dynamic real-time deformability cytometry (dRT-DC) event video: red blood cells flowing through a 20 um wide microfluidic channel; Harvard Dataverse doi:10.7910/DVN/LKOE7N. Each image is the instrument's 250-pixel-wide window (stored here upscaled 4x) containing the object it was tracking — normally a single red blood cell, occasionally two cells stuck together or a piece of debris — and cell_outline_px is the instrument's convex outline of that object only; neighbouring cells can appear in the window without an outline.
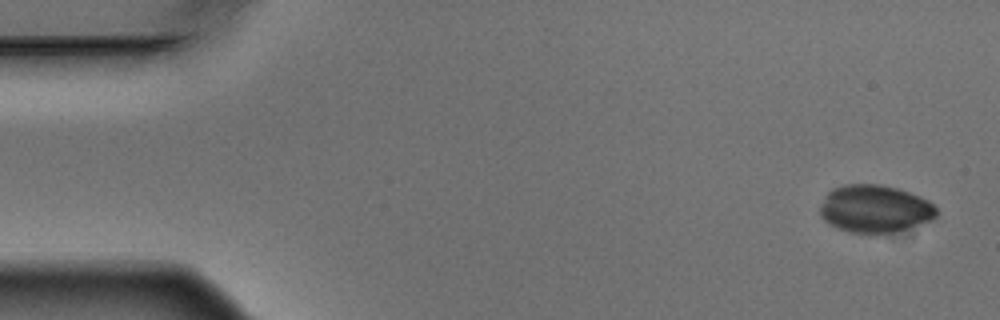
{"species": "Egyptian fruit bat (a non-hibernating species)", "species_latin": "Rousettus aegyptiacus", "temperature_condition": "warm", "stored_images_in_passage": 5, "camera_frame_rate_fps": 3000, "um_per_image_px": 0.085, "animal": {"sex": "male"}, "frame": {"image": 1, "passage_image": 1, "time_ms": 0.0, "image_size_px": [1000, 320], "cell_outline_px": [[936, 216], [932, 220], [880, 236], [872, 236], [848, 232], [836, 228], [828, 224], [820, 216], [820, 208], [828, 192], [832, 188], [844, 184], [880, 184], [896, 188], [920, 196], [928, 200], [936, 208]], "centroid_in_image_um": [74.33, 17.78], "position_along_channel_um": 10.7, "area_um2": 32.83}}